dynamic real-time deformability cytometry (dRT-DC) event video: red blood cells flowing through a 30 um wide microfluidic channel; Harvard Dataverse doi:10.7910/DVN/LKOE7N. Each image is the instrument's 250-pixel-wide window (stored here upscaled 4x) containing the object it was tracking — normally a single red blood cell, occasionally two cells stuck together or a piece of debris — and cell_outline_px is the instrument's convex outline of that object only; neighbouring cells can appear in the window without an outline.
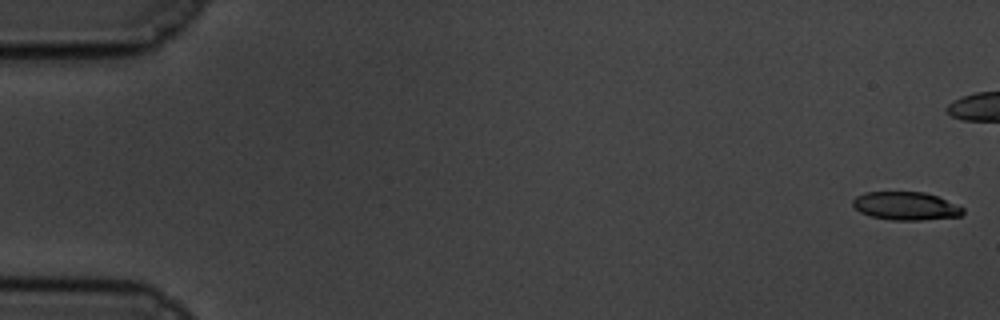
{"species": "common noctule bat (a hibernating species)", "species_latin": "Nyctalus noctula", "temperature_condition": "cold", "stored_images_in_passage": 49, "camera_frame_rate_fps": 3000, "um_per_image_px": 0.085, "animal": {"sex": "male", "body_mass_g": 19.5, "forearm_length_mm": 54.6}, "frame": {"image": 1, "passage_image": 1, "time_ms": 0.0, "image_size_px": [1000, 320], "cell_outline_px": [[964, 212], [960, 216], [920, 220], [892, 220], [872, 216], [860, 212], [852, 204], [852, 200], [856, 196], [864, 192], [924, 192], [936, 196], [964, 208]], "centroid_in_image_um": [76.97, 17.5], "position_along_channel_um": 8.0, "area_um2": 17.92}}
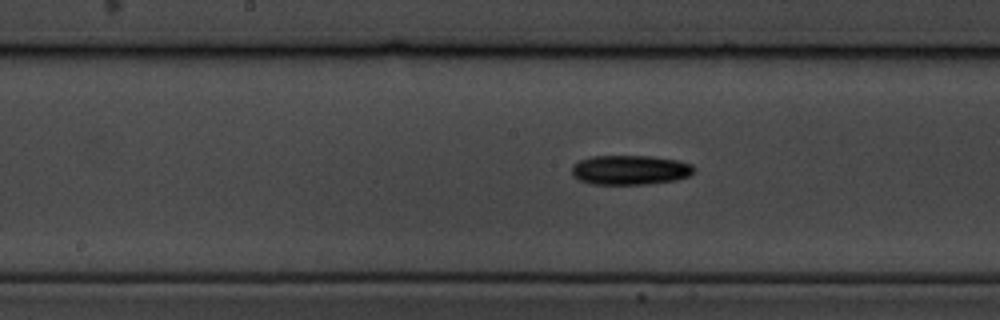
{"frame": {"image": 2, "passage_image": 30, "time_ms": 9.667, "image_size_px": [1000, 320], "cell_outline_px": [[696, 168], [688, 176], [676, 180], [648, 184], [592, 184], [580, 180], [572, 176], [572, 164], [580, 160], [592, 156], [648, 156], [680, 160], [692, 164]], "centroid_in_image_um": [53.56, 14.44], "position_along_channel_um": 194.6, "area_um2": 21.15}}
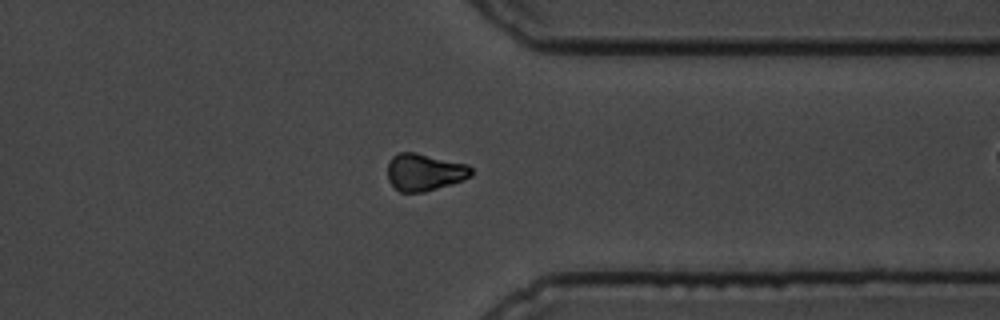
{"frame": {"image": 3, "passage_image": 46, "time_ms": 15.0, "image_size_px": [1000, 320], "cell_outline_px": [[472, 176], [464, 180], [424, 192], [400, 192], [388, 180], [388, 164], [392, 156], [396, 152], [416, 152], [468, 164], [472, 168]], "centroid_in_image_um": [36.09, 14.62], "position_along_channel_um": 375.3, "area_um2": 18.26}}